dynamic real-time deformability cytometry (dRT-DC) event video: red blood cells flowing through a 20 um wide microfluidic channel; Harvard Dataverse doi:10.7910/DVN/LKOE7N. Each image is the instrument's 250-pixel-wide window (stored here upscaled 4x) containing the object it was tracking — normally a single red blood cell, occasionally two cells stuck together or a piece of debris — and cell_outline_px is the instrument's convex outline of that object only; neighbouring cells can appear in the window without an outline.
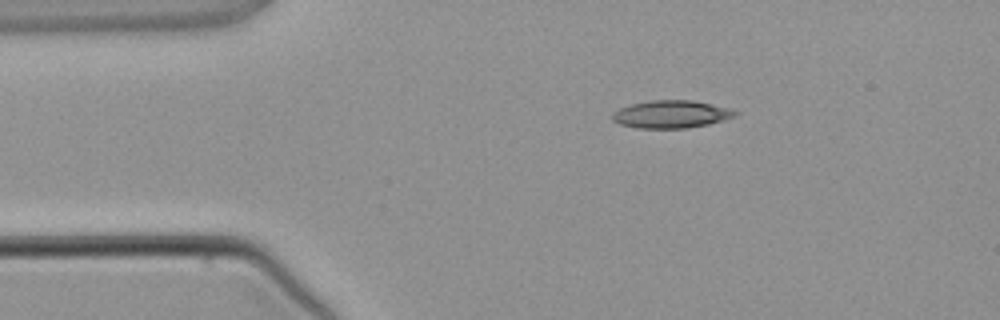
{"species": "common noctule bat (a hibernating species)", "species_latin": "Nyctalus noctula", "temperature_condition": "warm", "stored_images_in_passage": 3, "camera_frame_rate_fps": 3000, "um_per_image_px": 0.085, "animal": {"sex": "male", "body_mass_g": 21.5, "forearm_length_mm": 52.0}, "frame": {"image": 1, "passage_image": 2, "time_ms": 2.0, "image_size_px": [1000, 320], "cell_outline_px": [[740, 112], [736, 116], [724, 120], [708, 124], [684, 128], [636, 128], [620, 124], [612, 120], [612, 112], [620, 108], [632, 104], [652, 100], [692, 100], [712, 104], [728, 108]], "centroid_in_image_um": [57.05, 9.71], "position_along_channel_um": 27.9, "area_um2": 19.77}}